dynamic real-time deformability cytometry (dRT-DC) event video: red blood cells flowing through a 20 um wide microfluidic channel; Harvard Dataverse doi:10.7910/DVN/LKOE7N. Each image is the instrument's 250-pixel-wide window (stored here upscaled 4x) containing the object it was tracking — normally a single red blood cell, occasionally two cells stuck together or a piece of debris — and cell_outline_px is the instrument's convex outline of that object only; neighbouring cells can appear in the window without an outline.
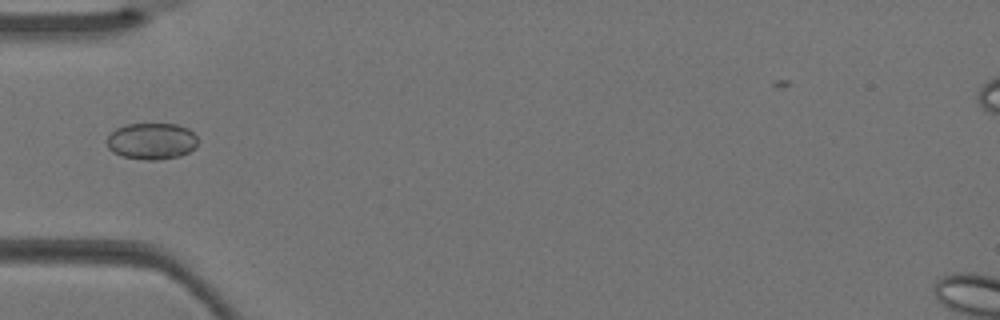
{"species": "Egyptian fruit bat (a non-hibernating species)", "species_latin": "Rousettus aegyptiacus", "temperature_condition": "warm", "stored_images_in_passage": 3, "camera_frame_rate_fps": 3000, "um_per_image_px": 0.085, "animal": {"sex": "female"}, "frame": {"image": 1, "passage_image": 3, "time_ms": 0.667, "image_size_px": [1000, 320], "cell_outline_px": [[196, 148], [180, 156], [156, 160], [148, 160], [120, 156], [112, 152], [108, 148], [104, 140], [116, 128], [128, 124], [176, 124], [188, 128], [196, 136]], "centroid_in_image_um": [12.85, 12.0], "position_along_channel_um": 72.1, "area_um2": 19.48}}